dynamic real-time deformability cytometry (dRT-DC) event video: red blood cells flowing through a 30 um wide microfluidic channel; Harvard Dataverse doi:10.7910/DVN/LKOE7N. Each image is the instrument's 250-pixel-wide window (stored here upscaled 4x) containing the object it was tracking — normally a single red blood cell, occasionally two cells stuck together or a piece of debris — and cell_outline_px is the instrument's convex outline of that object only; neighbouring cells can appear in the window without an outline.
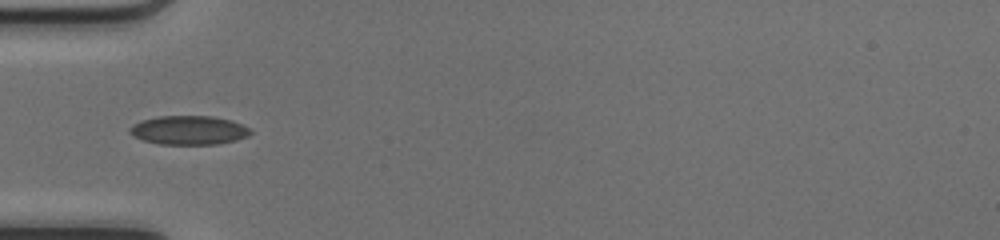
{"species": "common noctule bat (a hibernating species)", "species_latin": "Nyctalus noctula", "temperature_condition": "cold", "stored_images_in_passage": 34, "camera_frame_rate_fps": 3000, "um_per_image_px": 0.085, "animal": {"sex": "female", "body_mass_g": 17.0, "forearm_length_mm": 48.0}, "frame": {"image": 1, "passage_image": 1, "time_ms": 0.0, "image_size_px": [1000, 240], "cell_outline_px": [[252, 132], [248, 136], [236, 140], [220, 144], [160, 144], [144, 140], [132, 136], [128, 132], [128, 128], [132, 124], [140, 120], [160, 116], [208, 116], [228, 120], [240, 124], [248, 128]], "centroid_in_image_um": [15.99, 11.07], "position_along_channel_um": 69.0, "area_um2": 20.29}}
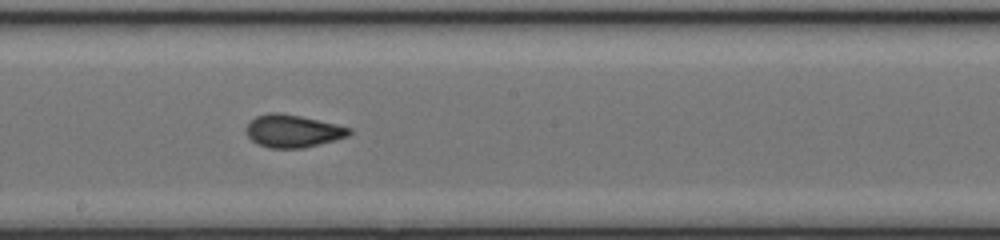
{"frame": {"image": 2, "passage_image": 12, "time_ms": 3.667, "image_size_px": [1000, 240], "cell_outline_px": [[352, 132], [348, 136], [336, 140], [304, 148], [268, 148], [256, 144], [248, 136], [248, 124], [256, 116], [268, 112], [276, 112], [300, 116], [336, 124], [352, 128]], "centroid_in_image_um": [24.92, 11.15], "position_along_channel_um": 223.3, "area_um2": 19.54}}
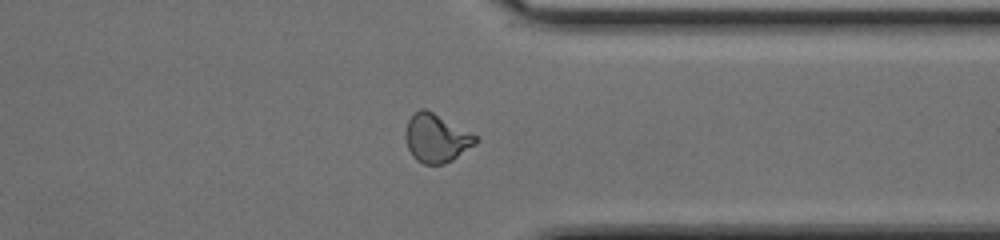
{"frame": {"image": 3, "passage_image": 23, "time_ms": 7.333, "image_size_px": [1000, 240], "cell_outline_px": [[480, 140], [476, 144], [452, 160], [444, 164], [424, 164], [416, 160], [412, 156], [408, 148], [404, 136], [404, 132], [408, 120], [420, 108], [424, 108], [432, 112], [476, 136]], "centroid_in_image_um": [37.06, 11.77], "position_along_channel_um": 374.3, "area_um2": 19.54}, "authors_computed_cell_mechanics": {"area_um2": 19.2474, "velocity_mm_per_s": 4.2062, "shape_relaxation_time_tau1_ms": null, "shape_relaxation_time_tau2_ms": 0.9473, "deformation_change_tau1": null, "deformation_change_tau2": 0.0528}}